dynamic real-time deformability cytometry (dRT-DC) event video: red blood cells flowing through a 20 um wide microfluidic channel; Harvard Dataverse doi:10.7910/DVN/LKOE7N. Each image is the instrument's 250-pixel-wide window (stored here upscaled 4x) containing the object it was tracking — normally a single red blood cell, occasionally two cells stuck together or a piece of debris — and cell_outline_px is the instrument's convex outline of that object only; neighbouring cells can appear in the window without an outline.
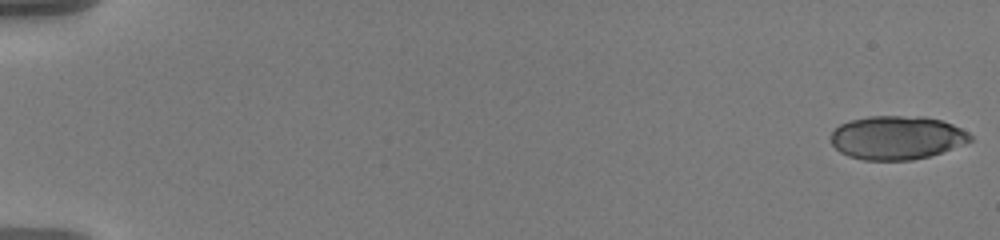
{"species": "human", "species_latin": "Homo sapiens", "temperature_condition": "warm", "stored_images_in_passage": 57, "camera_frame_rate_fps": 3000, "um_per_image_px": 0.085, "donor": {"sex": "male"}, "frame": {"image": 1, "passage_image": 1, "time_ms": 0.0, "image_size_px": [1000, 240], "cell_outline_px": [[972, 140], [964, 144], [928, 156], [912, 160], [864, 160], [848, 156], [840, 152], [832, 144], [832, 132], [840, 124], [852, 120], [868, 116], [924, 116], [940, 120], [952, 124], [968, 132], [972, 136]], "centroid_in_image_um": [76.23, 11.7], "position_along_channel_um": 8.8, "area_um2": 35.26}}
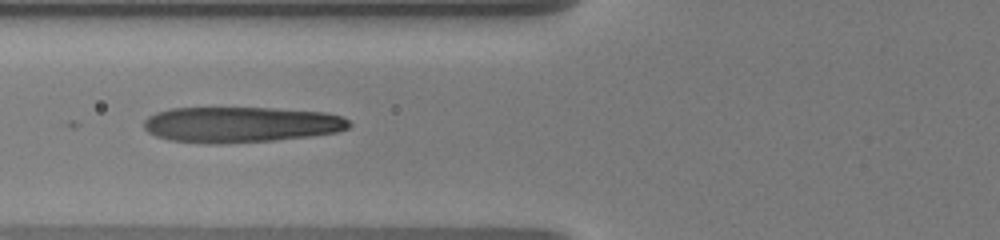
{"frame": {"image": 2, "passage_image": 24, "time_ms": 7.667, "image_size_px": [1000, 240], "cell_outline_px": [[352, 124], [348, 128], [340, 132], [312, 136], [276, 140], [220, 144], [204, 144], [168, 140], [156, 136], [148, 132], [144, 128], [144, 120], [148, 116], [156, 112], [168, 108], [272, 108], [324, 112], [344, 116]], "centroid_in_image_um": [20.48, 10.59], "position_along_channel_um": 105.3, "area_um2": 43.23}}
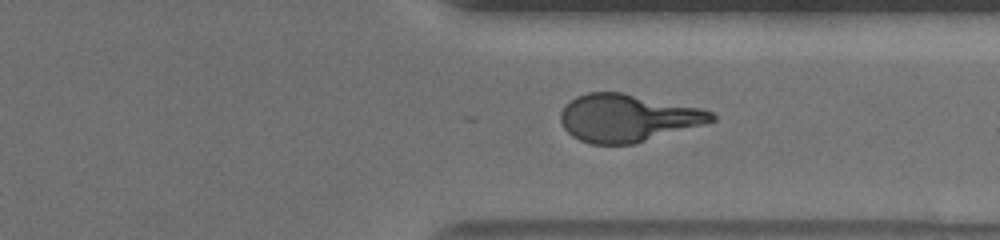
{"frame": {"image": 3, "passage_image": 45, "time_ms": 14.667, "image_size_px": [1000, 240], "cell_outline_px": [[716, 120], [704, 124], [632, 144], [592, 144], [580, 140], [572, 136], [564, 128], [560, 120], [560, 112], [576, 96], [588, 92], [620, 92], [700, 108], [712, 112], [716, 116]], "centroid_in_image_um": [53.32, 10.03], "position_along_channel_um": 358.1, "area_um2": 41.33}, "authors_computed_cell_mechanics": {"area_um2": 41.7316, "velocity_mm_per_s": 3.6126, "shape_relaxation_time_tau1_ms": 4.523, "shape_relaxation_time_tau2_ms": 0.9011, "deformation_change_tau1": 0.2568, "deformation_change_tau2": 0.114}}